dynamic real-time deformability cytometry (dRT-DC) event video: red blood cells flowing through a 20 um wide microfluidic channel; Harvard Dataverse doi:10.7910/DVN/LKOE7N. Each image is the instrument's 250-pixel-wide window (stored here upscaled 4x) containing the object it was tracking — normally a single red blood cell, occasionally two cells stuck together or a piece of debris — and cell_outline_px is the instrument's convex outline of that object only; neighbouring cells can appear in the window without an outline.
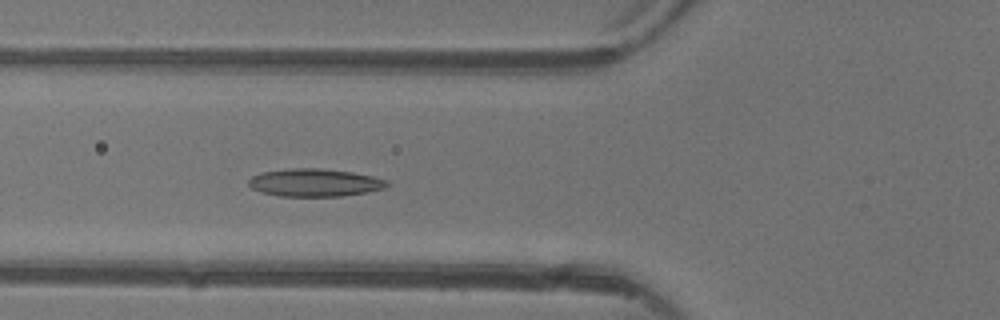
{"species": "common noctule bat (a hibernating species)", "species_latin": "Nyctalus noctula", "temperature_condition": "warm", "stored_images_in_passage": 5, "camera_frame_rate_fps": 3000, "um_per_image_px": 0.085, "animal": {"sex": "female"}, "frame": {"image": 1, "passage_image": 5, "time_ms": 5.0, "image_size_px": [1000, 320], "cell_outline_px": [[388, 184], [384, 188], [368, 192], [340, 196], [280, 196], [260, 192], [252, 188], [248, 184], [248, 180], [252, 176], [260, 172], [288, 168], [320, 168], [352, 172], [372, 176], [388, 180]], "centroid_in_image_um": [26.72, 15.51], "position_along_channel_um": 99.1, "area_um2": 22.48}}